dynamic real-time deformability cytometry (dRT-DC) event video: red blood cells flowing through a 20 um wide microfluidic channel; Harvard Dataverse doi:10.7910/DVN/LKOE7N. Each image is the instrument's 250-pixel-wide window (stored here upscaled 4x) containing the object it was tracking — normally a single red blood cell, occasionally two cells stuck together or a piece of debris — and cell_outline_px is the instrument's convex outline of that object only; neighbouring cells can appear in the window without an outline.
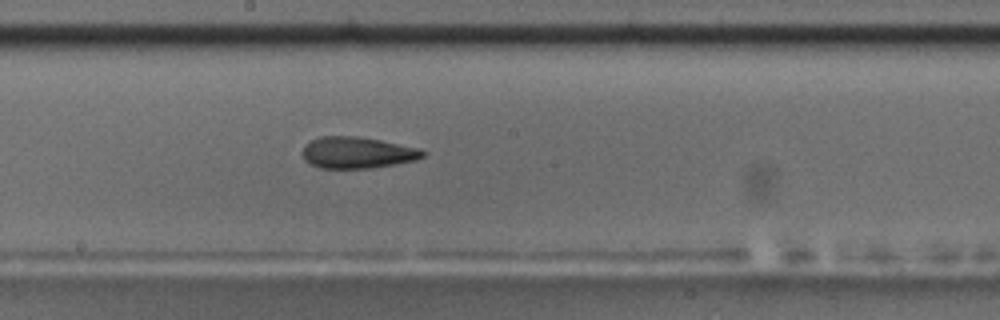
{"species": "common noctule bat (a hibernating species)", "species_latin": "Nyctalus noctula", "temperature_condition": "room temperature", "stored_images_in_passage": 26, "camera_frame_rate_fps": 3000, "um_per_image_px": 0.085, "animal": {"sex": "male", "body_mass_g": 17.5, "forearm_length_mm": 52.3}, "frame": {"image": 1, "passage_image": 19, "time_ms": 6.0, "image_size_px": [1000, 320], "cell_outline_px": [[424, 156], [416, 160], [396, 164], [372, 168], [320, 168], [308, 164], [304, 160], [304, 144], [308, 140], [320, 136], [356, 136], [380, 140], [420, 148], [424, 152]], "centroid_in_image_um": [30.34, 12.97], "position_along_channel_um": 217.9, "area_um2": 22.2}}